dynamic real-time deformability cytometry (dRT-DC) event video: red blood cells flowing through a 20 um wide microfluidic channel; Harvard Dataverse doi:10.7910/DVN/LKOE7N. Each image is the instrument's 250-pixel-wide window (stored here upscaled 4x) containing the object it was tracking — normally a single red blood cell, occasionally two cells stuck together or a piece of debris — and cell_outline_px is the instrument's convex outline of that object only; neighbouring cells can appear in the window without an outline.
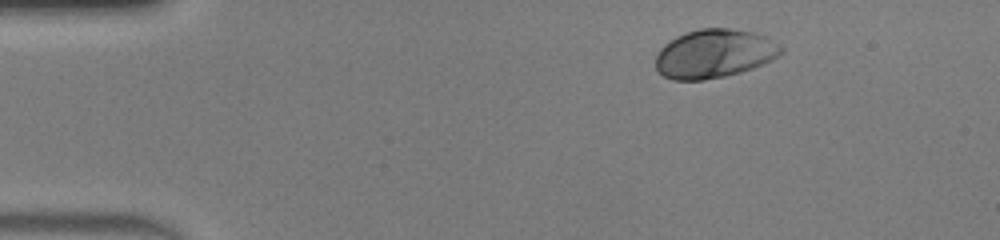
{"species": "human", "species_latin": "Homo sapiens", "temperature_condition": "warm", "stored_images_in_passage": 42, "camera_frame_rate_fps": 3000, "um_per_image_px": 0.085, "donor": {"sex": "male"}, "frame": {"image": 1, "passage_image": 1, "time_ms": 0.0, "image_size_px": [1000, 240], "cell_outline_px": [[784, 52], [752, 68], [740, 72], [724, 76], [704, 80], [672, 80], [664, 76], [656, 68], [656, 56], [660, 48], [664, 44], [676, 36], [700, 28], [728, 28], [756, 32], [764, 36], [784, 48]], "centroid_in_image_um": [60.68, 4.55], "position_along_channel_um": 24.3, "area_um2": 35.32}}
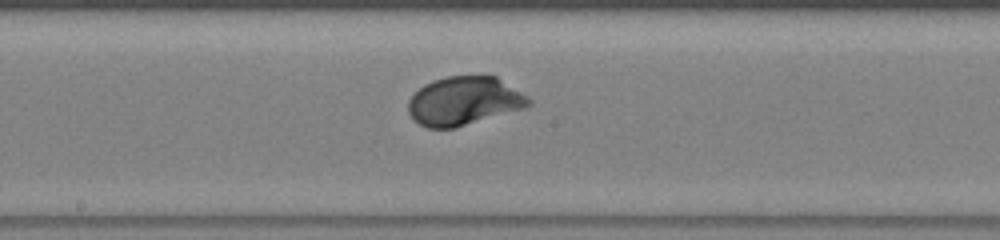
{"frame": {"image": 2, "passage_image": 20, "time_ms": 6.333, "image_size_px": [1000, 240], "cell_outline_px": [[532, 104], [524, 108], [452, 128], [428, 128], [420, 124], [408, 112], [408, 100], [424, 84], [432, 80], [448, 76], [496, 76], [528, 96], [532, 100]], "centroid_in_image_um": [39.45, 8.57], "position_along_channel_um": 208.7, "area_um2": 33.76}}
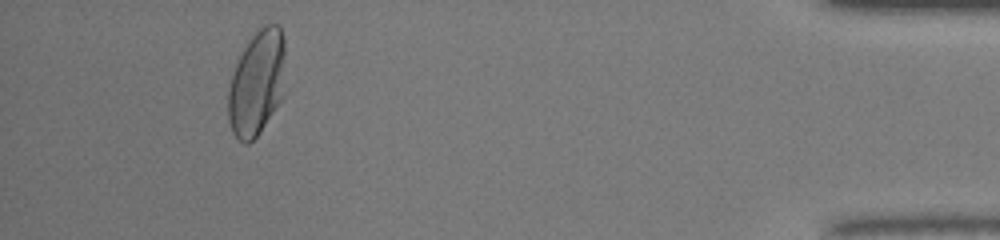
{"frame": {"image": 3, "passage_image": 39, "time_ms": 12.667, "image_size_px": [1000, 240], "cell_outline_px": [[284, 96], [260, 132], [248, 144], [244, 144], [232, 132], [228, 120], [228, 92], [232, 72], [248, 40], [264, 24], [276, 24], [280, 28], [284, 40]], "centroid_in_image_um": [21.83, 7.07], "position_along_channel_um": 413.4, "area_um2": 35.14}, "authors_computed_cell_mechanics": {"area_um2": 33.7841, "velocity_mm_per_s": 4.2135, "shape_relaxation_time_tau1_ms": 2.1631, "shape_relaxation_time_tau2_ms": null, "deformation_change_tau1": 0.1519, "deformation_change_tau2": null}}